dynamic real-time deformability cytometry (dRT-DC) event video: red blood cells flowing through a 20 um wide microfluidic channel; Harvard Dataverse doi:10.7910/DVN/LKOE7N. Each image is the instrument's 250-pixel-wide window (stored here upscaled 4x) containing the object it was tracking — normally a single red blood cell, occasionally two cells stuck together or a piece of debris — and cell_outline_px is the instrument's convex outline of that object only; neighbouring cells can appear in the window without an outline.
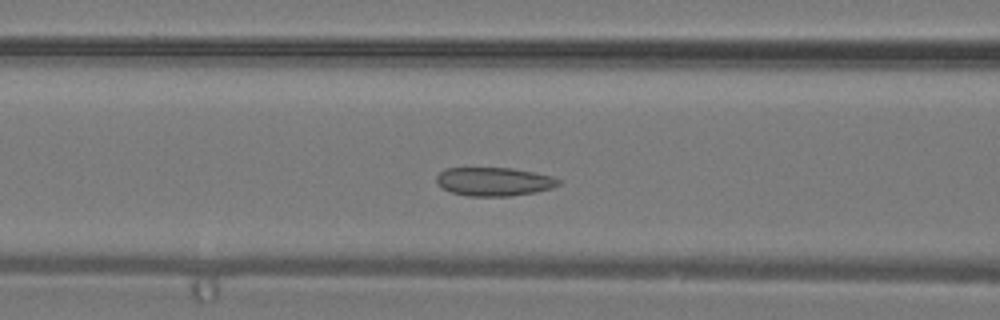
{"species": "common noctule bat (a hibernating species)", "species_latin": "Nyctalus noctula", "temperature_condition": "warm", "stored_images_in_passage": 30, "camera_frame_rate_fps": 3000, "um_per_image_px": 0.085, "animal": {"sex": "male", "body_mass_g": 19.2, "forearm_length_mm": 51.8}, "frame": {"image": 1, "passage_image": 8, "time_ms": 2.333, "image_size_px": [1000, 320], "cell_outline_px": [[560, 184], [552, 188], [536, 192], [512, 196], [468, 196], [452, 192], [436, 184], [436, 176], [444, 168], [512, 168], [552, 176], [560, 180]], "centroid_in_image_um": [41.98, 15.44], "position_along_channel_um": 124.6, "area_um2": 20.35}}
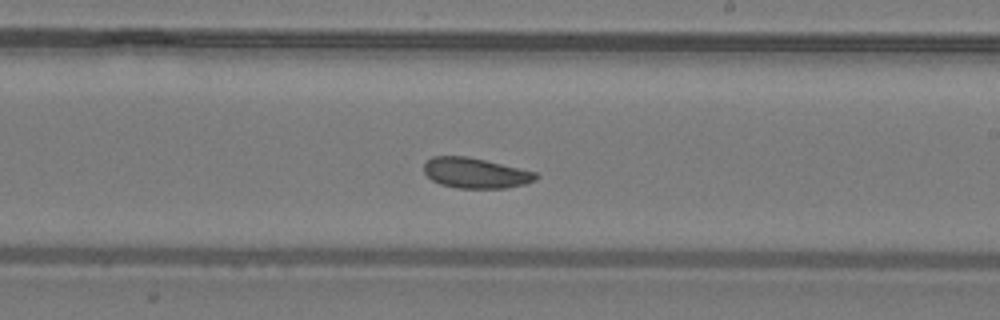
{"frame": {"image": 2, "passage_image": 15, "time_ms": 4.667, "image_size_px": [1000, 320], "cell_outline_px": [[540, 176], [536, 180], [524, 184], [504, 188], [456, 188], [440, 184], [432, 180], [424, 172], [424, 164], [432, 156], [468, 156], [536, 172]], "centroid_in_image_um": [40.42, 14.71], "position_along_channel_um": 248.6, "area_um2": 19.77}}
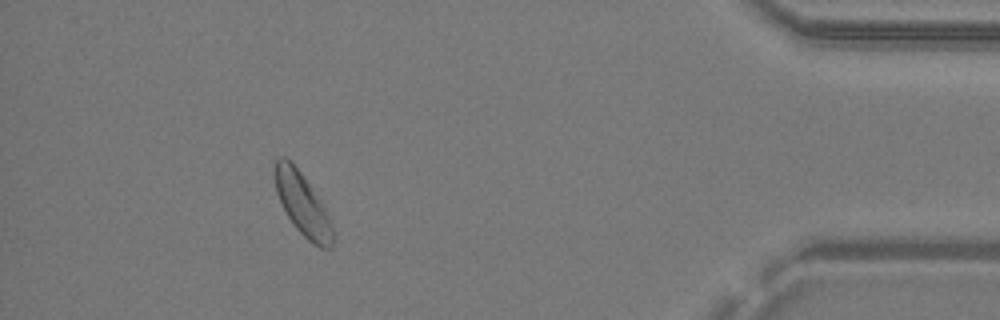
{"frame": {"image": 3, "passage_image": 27, "time_ms": 8.667, "image_size_px": [1000, 320], "cell_outline_px": [[332, 248], [320, 248], [312, 244], [292, 224], [276, 192], [272, 172], [276, 156], [284, 156], [300, 172], [320, 200], [328, 216], [332, 228]], "centroid_in_image_um": [25.66, 17.33], "position_along_channel_um": 409.5, "area_um2": 20.81}}